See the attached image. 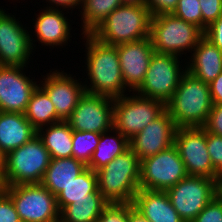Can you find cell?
Wrapping results in <instances>:
<instances>
[{"mask_svg":"<svg viewBox=\"0 0 222 222\" xmlns=\"http://www.w3.org/2000/svg\"><path fill=\"white\" fill-rule=\"evenodd\" d=\"M113 99V127L128 140L153 122L165 104L156 99L139 96L135 92Z\"/></svg>","mask_w":222,"mask_h":222,"instance_id":"obj_9","label":"cell"},{"mask_svg":"<svg viewBox=\"0 0 222 222\" xmlns=\"http://www.w3.org/2000/svg\"><path fill=\"white\" fill-rule=\"evenodd\" d=\"M172 14L202 30V13L199 0H178L177 7Z\"/></svg>","mask_w":222,"mask_h":222,"instance_id":"obj_31","label":"cell"},{"mask_svg":"<svg viewBox=\"0 0 222 222\" xmlns=\"http://www.w3.org/2000/svg\"><path fill=\"white\" fill-rule=\"evenodd\" d=\"M87 165L70 158H51L41 184L57 196L85 169Z\"/></svg>","mask_w":222,"mask_h":222,"instance_id":"obj_23","label":"cell"},{"mask_svg":"<svg viewBox=\"0 0 222 222\" xmlns=\"http://www.w3.org/2000/svg\"><path fill=\"white\" fill-rule=\"evenodd\" d=\"M202 13V31L204 32L222 15V0H199Z\"/></svg>","mask_w":222,"mask_h":222,"instance_id":"obj_32","label":"cell"},{"mask_svg":"<svg viewBox=\"0 0 222 222\" xmlns=\"http://www.w3.org/2000/svg\"><path fill=\"white\" fill-rule=\"evenodd\" d=\"M187 176L185 165L174 144L140 161V189L166 191Z\"/></svg>","mask_w":222,"mask_h":222,"instance_id":"obj_10","label":"cell"},{"mask_svg":"<svg viewBox=\"0 0 222 222\" xmlns=\"http://www.w3.org/2000/svg\"><path fill=\"white\" fill-rule=\"evenodd\" d=\"M37 135L23 113L0 111V149L7 155Z\"/></svg>","mask_w":222,"mask_h":222,"instance_id":"obj_22","label":"cell"},{"mask_svg":"<svg viewBox=\"0 0 222 222\" xmlns=\"http://www.w3.org/2000/svg\"><path fill=\"white\" fill-rule=\"evenodd\" d=\"M97 191V173L87 167L56 196L58 209L61 212L67 205L73 203V200L90 199V194Z\"/></svg>","mask_w":222,"mask_h":222,"instance_id":"obj_27","label":"cell"},{"mask_svg":"<svg viewBox=\"0 0 222 222\" xmlns=\"http://www.w3.org/2000/svg\"><path fill=\"white\" fill-rule=\"evenodd\" d=\"M132 204L150 222H185L172 206L166 191L140 189Z\"/></svg>","mask_w":222,"mask_h":222,"instance_id":"obj_21","label":"cell"},{"mask_svg":"<svg viewBox=\"0 0 222 222\" xmlns=\"http://www.w3.org/2000/svg\"><path fill=\"white\" fill-rule=\"evenodd\" d=\"M178 0H146L145 5L151 16L160 14H171L176 9Z\"/></svg>","mask_w":222,"mask_h":222,"instance_id":"obj_38","label":"cell"},{"mask_svg":"<svg viewBox=\"0 0 222 222\" xmlns=\"http://www.w3.org/2000/svg\"><path fill=\"white\" fill-rule=\"evenodd\" d=\"M203 36L204 32L199 27L172 13L151 17L149 37L157 53L187 56Z\"/></svg>","mask_w":222,"mask_h":222,"instance_id":"obj_6","label":"cell"},{"mask_svg":"<svg viewBox=\"0 0 222 222\" xmlns=\"http://www.w3.org/2000/svg\"><path fill=\"white\" fill-rule=\"evenodd\" d=\"M43 10V11H42ZM68 13H64L63 9H54V8H41V11L38 15L33 18V28L31 27L30 39L33 50L36 47L34 44L37 40L41 43V46H47L50 48L60 47L68 45V40L71 42L73 35H71V24L69 21H72L65 16ZM69 20V21H68ZM34 32V33H32ZM34 34L35 38L33 39ZM71 35V36H70ZM34 42V43H33ZM67 43V44H66Z\"/></svg>","mask_w":222,"mask_h":222,"instance_id":"obj_19","label":"cell"},{"mask_svg":"<svg viewBox=\"0 0 222 222\" xmlns=\"http://www.w3.org/2000/svg\"><path fill=\"white\" fill-rule=\"evenodd\" d=\"M110 203L98 190L90 199L73 200L60 212V222H95Z\"/></svg>","mask_w":222,"mask_h":222,"instance_id":"obj_26","label":"cell"},{"mask_svg":"<svg viewBox=\"0 0 222 222\" xmlns=\"http://www.w3.org/2000/svg\"><path fill=\"white\" fill-rule=\"evenodd\" d=\"M207 151L210 155L213 168L219 175L222 173V136L207 132Z\"/></svg>","mask_w":222,"mask_h":222,"instance_id":"obj_34","label":"cell"},{"mask_svg":"<svg viewBox=\"0 0 222 222\" xmlns=\"http://www.w3.org/2000/svg\"><path fill=\"white\" fill-rule=\"evenodd\" d=\"M95 222H128V203H110Z\"/></svg>","mask_w":222,"mask_h":222,"instance_id":"obj_33","label":"cell"},{"mask_svg":"<svg viewBox=\"0 0 222 222\" xmlns=\"http://www.w3.org/2000/svg\"><path fill=\"white\" fill-rule=\"evenodd\" d=\"M212 107L209 84L188 71L183 74L173 96L165 104L177 128L203 127Z\"/></svg>","mask_w":222,"mask_h":222,"instance_id":"obj_2","label":"cell"},{"mask_svg":"<svg viewBox=\"0 0 222 222\" xmlns=\"http://www.w3.org/2000/svg\"><path fill=\"white\" fill-rule=\"evenodd\" d=\"M186 60L187 71L205 83L209 84L222 72V51L204 36Z\"/></svg>","mask_w":222,"mask_h":222,"instance_id":"obj_20","label":"cell"},{"mask_svg":"<svg viewBox=\"0 0 222 222\" xmlns=\"http://www.w3.org/2000/svg\"><path fill=\"white\" fill-rule=\"evenodd\" d=\"M96 173L98 190L109 203H132L140 190V160L130 148Z\"/></svg>","mask_w":222,"mask_h":222,"instance_id":"obj_4","label":"cell"},{"mask_svg":"<svg viewBox=\"0 0 222 222\" xmlns=\"http://www.w3.org/2000/svg\"><path fill=\"white\" fill-rule=\"evenodd\" d=\"M129 148V140L112 127L101 133L99 144L96 146L87 167L96 172Z\"/></svg>","mask_w":222,"mask_h":222,"instance_id":"obj_25","label":"cell"},{"mask_svg":"<svg viewBox=\"0 0 222 222\" xmlns=\"http://www.w3.org/2000/svg\"><path fill=\"white\" fill-rule=\"evenodd\" d=\"M177 127L165 109L153 122L129 140L130 149L143 160L169 148L174 144Z\"/></svg>","mask_w":222,"mask_h":222,"instance_id":"obj_17","label":"cell"},{"mask_svg":"<svg viewBox=\"0 0 222 222\" xmlns=\"http://www.w3.org/2000/svg\"><path fill=\"white\" fill-rule=\"evenodd\" d=\"M101 133L72 130V157L88 165L99 144Z\"/></svg>","mask_w":222,"mask_h":222,"instance_id":"obj_30","label":"cell"},{"mask_svg":"<svg viewBox=\"0 0 222 222\" xmlns=\"http://www.w3.org/2000/svg\"><path fill=\"white\" fill-rule=\"evenodd\" d=\"M82 35L86 49L84 71L88 76L83 83L85 92L112 99L130 94L122 77L117 46L101 43L91 34Z\"/></svg>","mask_w":222,"mask_h":222,"instance_id":"obj_1","label":"cell"},{"mask_svg":"<svg viewBox=\"0 0 222 222\" xmlns=\"http://www.w3.org/2000/svg\"><path fill=\"white\" fill-rule=\"evenodd\" d=\"M215 196L222 202V173H220L216 178Z\"/></svg>","mask_w":222,"mask_h":222,"instance_id":"obj_43","label":"cell"},{"mask_svg":"<svg viewBox=\"0 0 222 222\" xmlns=\"http://www.w3.org/2000/svg\"><path fill=\"white\" fill-rule=\"evenodd\" d=\"M66 121L75 131H108L113 127V99L85 92Z\"/></svg>","mask_w":222,"mask_h":222,"instance_id":"obj_14","label":"cell"},{"mask_svg":"<svg viewBox=\"0 0 222 222\" xmlns=\"http://www.w3.org/2000/svg\"><path fill=\"white\" fill-rule=\"evenodd\" d=\"M24 115L36 130L60 121L48 94L39 85L32 92Z\"/></svg>","mask_w":222,"mask_h":222,"instance_id":"obj_28","label":"cell"},{"mask_svg":"<svg viewBox=\"0 0 222 222\" xmlns=\"http://www.w3.org/2000/svg\"><path fill=\"white\" fill-rule=\"evenodd\" d=\"M121 0H84L81 15L82 34H90L113 10L121 6Z\"/></svg>","mask_w":222,"mask_h":222,"instance_id":"obj_29","label":"cell"},{"mask_svg":"<svg viewBox=\"0 0 222 222\" xmlns=\"http://www.w3.org/2000/svg\"><path fill=\"white\" fill-rule=\"evenodd\" d=\"M216 179L187 176L166 190L169 200L185 222H191L215 197Z\"/></svg>","mask_w":222,"mask_h":222,"instance_id":"obj_11","label":"cell"},{"mask_svg":"<svg viewBox=\"0 0 222 222\" xmlns=\"http://www.w3.org/2000/svg\"><path fill=\"white\" fill-rule=\"evenodd\" d=\"M118 56L125 87L135 92L143 83L149 62L154 54L150 37L118 44Z\"/></svg>","mask_w":222,"mask_h":222,"instance_id":"obj_18","label":"cell"},{"mask_svg":"<svg viewBox=\"0 0 222 222\" xmlns=\"http://www.w3.org/2000/svg\"><path fill=\"white\" fill-rule=\"evenodd\" d=\"M5 170V154L0 149V183Z\"/></svg>","mask_w":222,"mask_h":222,"instance_id":"obj_44","label":"cell"},{"mask_svg":"<svg viewBox=\"0 0 222 222\" xmlns=\"http://www.w3.org/2000/svg\"><path fill=\"white\" fill-rule=\"evenodd\" d=\"M51 158L72 157V129L67 121H59L37 130Z\"/></svg>","mask_w":222,"mask_h":222,"instance_id":"obj_24","label":"cell"},{"mask_svg":"<svg viewBox=\"0 0 222 222\" xmlns=\"http://www.w3.org/2000/svg\"><path fill=\"white\" fill-rule=\"evenodd\" d=\"M24 66L0 65V111L25 113L32 92L39 85L26 76Z\"/></svg>","mask_w":222,"mask_h":222,"instance_id":"obj_16","label":"cell"},{"mask_svg":"<svg viewBox=\"0 0 222 222\" xmlns=\"http://www.w3.org/2000/svg\"><path fill=\"white\" fill-rule=\"evenodd\" d=\"M213 104H222V72L209 83Z\"/></svg>","mask_w":222,"mask_h":222,"instance_id":"obj_41","label":"cell"},{"mask_svg":"<svg viewBox=\"0 0 222 222\" xmlns=\"http://www.w3.org/2000/svg\"><path fill=\"white\" fill-rule=\"evenodd\" d=\"M174 145L189 176L217 178L218 174L207 151V131L203 127L177 128Z\"/></svg>","mask_w":222,"mask_h":222,"instance_id":"obj_12","label":"cell"},{"mask_svg":"<svg viewBox=\"0 0 222 222\" xmlns=\"http://www.w3.org/2000/svg\"><path fill=\"white\" fill-rule=\"evenodd\" d=\"M183 60L185 62L186 58L182 59L181 57L180 59L172 54L154 52L144 81L135 93L142 97L160 100L166 104L177 89L181 77L187 71Z\"/></svg>","mask_w":222,"mask_h":222,"instance_id":"obj_8","label":"cell"},{"mask_svg":"<svg viewBox=\"0 0 222 222\" xmlns=\"http://www.w3.org/2000/svg\"><path fill=\"white\" fill-rule=\"evenodd\" d=\"M48 2L47 6L44 8H54V9H67L73 11V9H81L84 0H45Z\"/></svg>","mask_w":222,"mask_h":222,"instance_id":"obj_40","label":"cell"},{"mask_svg":"<svg viewBox=\"0 0 222 222\" xmlns=\"http://www.w3.org/2000/svg\"><path fill=\"white\" fill-rule=\"evenodd\" d=\"M0 222H21L12 199L0 189Z\"/></svg>","mask_w":222,"mask_h":222,"instance_id":"obj_36","label":"cell"},{"mask_svg":"<svg viewBox=\"0 0 222 222\" xmlns=\"http://www.w3.org/2000/svg\"><path fill=\"white\" fill-rule=\"evenodd\" d=\"M51 157L41 138L36 135L5 155L1 187L41 183Z\"/></svg>","mask_w":222,"mask_h":222,"instance_id":"obj_5","label":"cell"},{"mask_svg":"<svg viewBox=\"0 0 222 222\" xmlns=\"http://www.w3.org/2000/svg\"><path fill=\"white\" fill-rule=\"evenodd\" d=\"M203 128L209 133L222 136V104H213Z\"/></svg>","mask_w":222,"mask_h":222,"instance_id":"obj_37","label":"cell"},{"mask_svg":"<svg viewBox=\"0 0 222 222\" xmlns=\"http://www.w3.org/2000/svg\"><path fill=\"white\" fill-rule=\"evenodd\" d=\"M191 222H222V202L215 196Z\"/></svg>","mask_w":222,"mask_h":222,"instance_id":"obj_35","label":"cell"},{"mask_svg":"<svg viewBox=\"0 0 222 222\" xmlns=\"http://www.w3.org/2000/svg\"><path fill=\"white\" fill-rule=\"evenodd\" d=\"M21 222H60L56 196L41 183L4 186Z\"/></svg>","mask_w":222,"mask_h":222,"instance_id":"obj_7","label":"cell"},{"mask_svg":"<svg viewBox=\"0 0 222 222\" xmlns=\"http://www.w3.org/2000/svg\"><path fill=\"white\" fill-rule=\"evenodd\" d=\"M151 13L146 5L122 4L90 34L101 43L118 45L150 36Z\"/></svg>","mask_w":222,"mask_h":222,"instance_id":"obj_3","label":"cell"},{"mask_svg":"<svg viewBox=\"0 0 222 222\" xmlns=\"http://www.w3.org/2000/svg\"><path fill=\"white\" fill-rule=\"evenodd\" d=\"M204 37L222 51V15L206 28Z\"/></svg>","mask_w":222,"mask_h":222,"instance_id":"obj_39","label":"cell"},{"mask_svg":"<svg viewBox=\"0 0 222 222\" xmlns=\"http://www.w3.org/2000/svg\"><path fill=\"white\" fill-rule=\"evenodd\" d=\"M146 0H121L122 4L145 5Z\"/></svg>","mask_w":222,"mask_h":222,"instance_id":"obj_45","label":"cell"},{"mask_svg":"<svg viewBox=\"0 0 222 222\" xmlns=\"http://www.w3.org/2000/svg\"><path fill=\"white\" fill-rule=\"evenodd\" d=\"M128 222H150L132 203H128Z\"/></svg>","mask_w":222,"mask_h":222,"instance_id":"obj_42","label":"cell"},{"mask_svg":"<svg viewBox=\"0 0 222 222\" xmlns=\"http://www.w3.org/2000/svg\"><path fill=\"white\" fill-rule=\"evenodd\" d=\"M15 17L0 7V65L28 67L34 55L29 27Z\"/></svg>","mask_w":222,"mask_h":222,"instance_id":"obj_13","label":"cell"},{"mask_svg":"<svg viewBox=\"0 0 222 222\" xmlns=\"http://www.w3.org/2000/svg\"><path fill=\"white\" fill-rule=\"evenodd\" d=\"M52 69L45 75L39 86L48 94L60 121H66L81 96L85 93L84 84L72 74L65 73L63 69ZM63 70V71H62ZM61 71V72H60Z\"/></svg>","mask_w":222,"mask_h":222,"instance_id":"obj_15","label":"cell"}]
</instances>
